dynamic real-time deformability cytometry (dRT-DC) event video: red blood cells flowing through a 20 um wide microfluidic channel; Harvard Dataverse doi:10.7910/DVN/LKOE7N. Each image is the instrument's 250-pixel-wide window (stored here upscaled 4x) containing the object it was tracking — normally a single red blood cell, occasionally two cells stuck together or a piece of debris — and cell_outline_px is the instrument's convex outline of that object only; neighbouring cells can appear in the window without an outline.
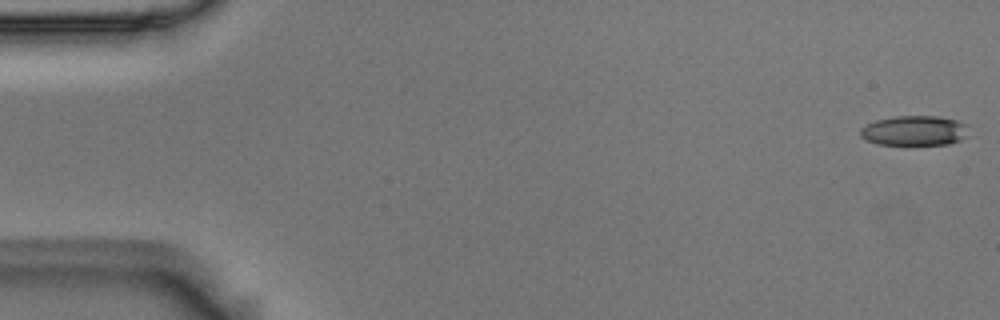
{"species": "Egyptian fruit bat (a non-hibernating species)", "species_latin": "Rousettus aegyptiacus", "temperature_condition": "room temperature", "stored_images_in_passage": 54, "camera_frame_rate_fps": 3000, "um_per_image_px": 0.085, "animal": {"sex": "male"}, "frame": {"image": 1, "passage_image": 1, "time_ms": 0.0, "image_size_px": [1000, 320], "cell_outline_px": [[972, 124], [960, 140], [948, 144], [876, 144], [860, 136], [860, 128], [876, 120], [896, 116], [940, 116], [960, 120]], "centroid_in_image_um": [77.78, 11.08], "position_along_channel_um": 7.2, "area_um2": 18.96}}
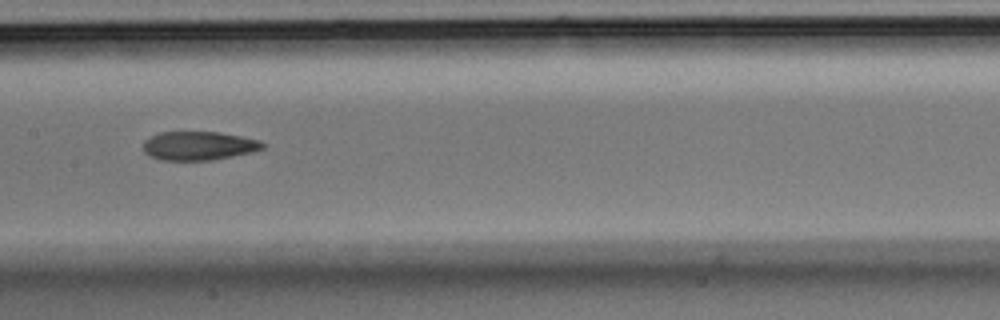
{"frame": {"image": 2, "passage_image": 27, "time_ms": 8.667, "image_size_px": [1000, 320], "cell_outline_px": [[264, 148], [252, 152], [212, 160], [160, 160], [148, 156], [144, 152], [144, 140], [160, 132], [220, 132], [260, 140], [264, 144]], "centroid_in_image_um": [16.88, 12.39], "position_along_channel_um": 190.5, "area_um2": 20.0}}
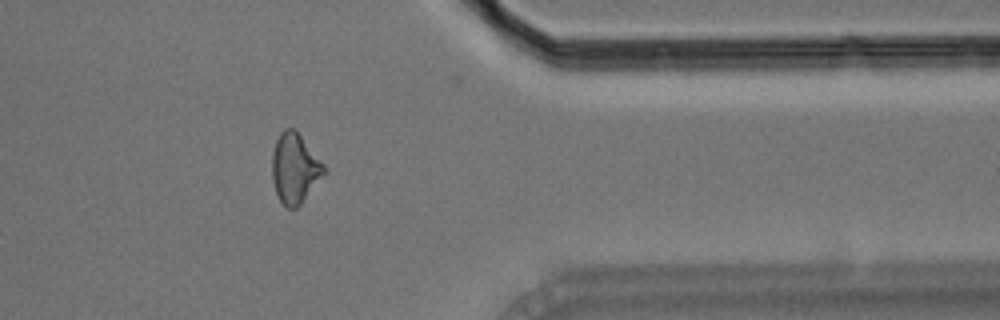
{"frame": {"image": 3, "passage_image": 44, "time_ms": 14.333, "image_size_px": [1000, 320], "cell_outline_px": [[324, 172], [300, 204], [296, 208], [288, 208], [280, 200], [276, 192], [272, 180], [272, 152], [276, 140], [280, 132], [284, 128], [296, 128], [324, 164]], "centroid_in_image_um": [25.02, 14.24], "position_along_channel_um": 386.4, "area_um2": 20.87}, "authors_computed_cell_mechanics": {"area_um2": 20.7502, "velocity_mm_per_s": 3.7153, "shape_relaxation_time_tau1_ms": 8.605, "shape_relaxation_time_tau2_ms": 4.6163, "deformation_change_tau1": 0.18, "deformation_change_tau2": 0.141}}